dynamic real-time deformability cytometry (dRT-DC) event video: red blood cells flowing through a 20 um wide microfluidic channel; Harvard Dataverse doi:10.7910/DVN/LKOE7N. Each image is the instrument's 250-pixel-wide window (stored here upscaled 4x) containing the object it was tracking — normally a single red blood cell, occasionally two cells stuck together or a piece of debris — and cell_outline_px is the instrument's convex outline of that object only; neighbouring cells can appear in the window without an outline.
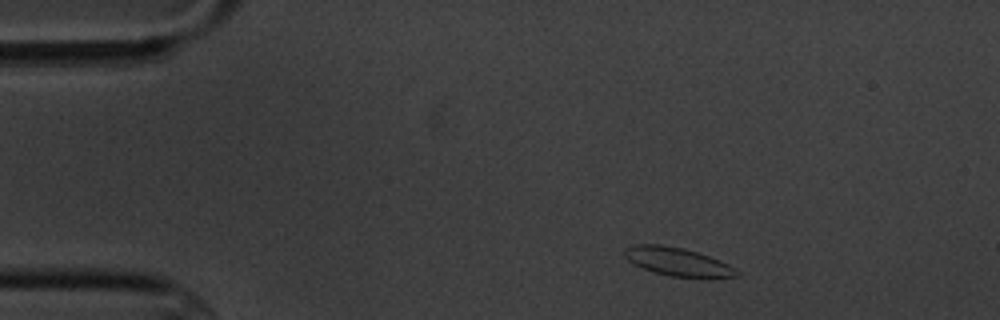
{"species": "common noctule bat (a hibernating species)", "species_latin": "Nyctalus noctula", "temperature_condition": "cold", "stored_images_in_passage": 3, "camera_frame_rate_fps": 3000, "um_per_image_px": 0.085, "animal": {"sex": "male", "body_mass_g": 20.1, "forearm_length_mm": 53.5}, "frame": {"image": 1, "passage_image": 1, "time_ms": 0.0, "image_size_px": [1000, 320], "cell_outline_px": [[740, 276], [712, 280], [672, 276], [652, 272], [628, 260], [624, 256], [624, 248], [636, 244], [660, 244], [684, 248], [720, 260], [736, 268], [740, 272]], "centroid_in_image_um": [57.7, 22.29], "position_along_channel_um": 27.3, "area_um2": 19.07}}